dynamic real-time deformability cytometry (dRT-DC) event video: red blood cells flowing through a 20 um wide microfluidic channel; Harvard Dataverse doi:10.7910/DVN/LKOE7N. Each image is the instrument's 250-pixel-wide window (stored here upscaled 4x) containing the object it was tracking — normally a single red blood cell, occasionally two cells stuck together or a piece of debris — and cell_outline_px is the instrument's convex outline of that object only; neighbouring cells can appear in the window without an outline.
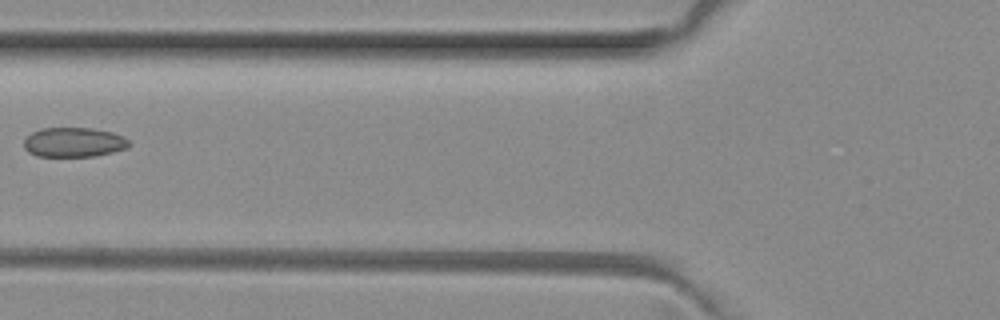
{"species": "common noctule bat (a hibernating species)", "species_latin": "Nyctalus noctula", "temperature_condition": "room temperature", "stored_images_in_passage": 3, "camera_frame_rate_fps": 3000, "um_per_image_px": 0.085, "animal": {"sex": "female", "body_mass_g": 29.2, "forearm_length_mm": 56.3}, "frame": {"image": 1, "passage_image": 2, "time_ms": 0.333, "image_size_px": [1000, 320], "cell_outline_px": [[132, 144], [128, 148], [112, 152], [92, 156], [36, 156], [28, 152], [24, 148], [24, 140], [32, 132], [40, 128], [92, 128], [112, 132], [124, 136]], "centroid_in_image_um": [6.29, 12.09], "position_along_channel_um": 119.5, "area_um2": 18.21}}
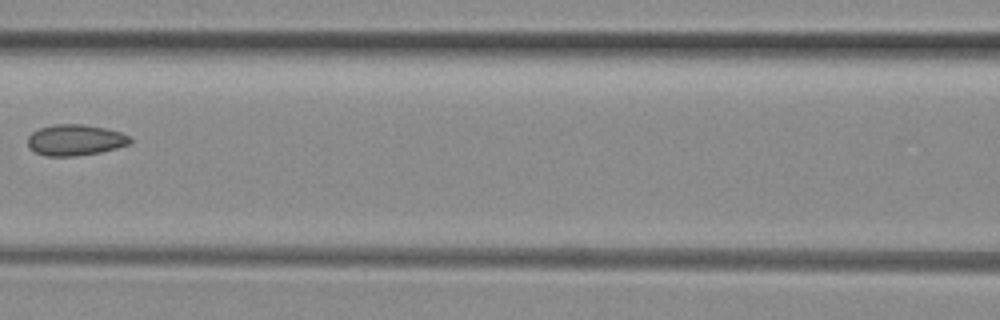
{"frame": {"image": 2, "passage_image": 3, "time_ms": 0.667, "image_size_px": [1000, 320], "cell_outline_px": [[132, 140], [128, 144], [116, 148], [100, 152], [76, 156], [44, 156], [36, 152], [28, 144], [28, 136], [32, 132], [40, 128], [52, 124], [84, 124], [104, 128], [120, 132], [132, 136]], "centroid_in_image_um": [6.41, 11.89], "position_along_channel_um": 160.2, "area_um2": 18.5}}